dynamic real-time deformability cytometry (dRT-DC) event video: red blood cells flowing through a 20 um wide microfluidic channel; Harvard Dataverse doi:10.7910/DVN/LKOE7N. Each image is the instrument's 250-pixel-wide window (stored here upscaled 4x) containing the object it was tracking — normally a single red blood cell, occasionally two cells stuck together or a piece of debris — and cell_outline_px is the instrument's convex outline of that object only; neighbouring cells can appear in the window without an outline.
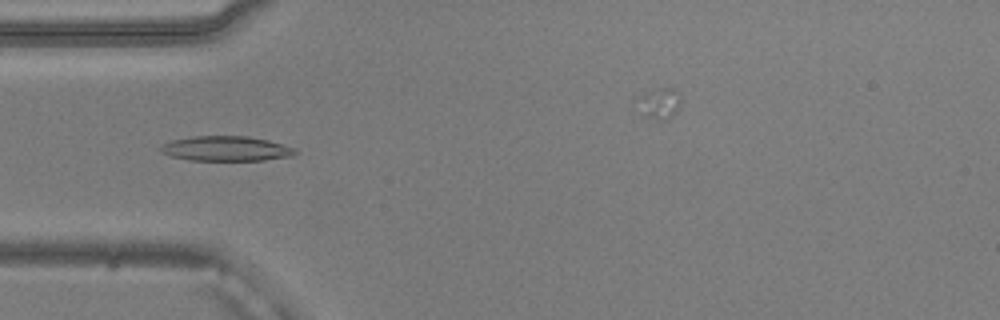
{"species": "common noctule bat (a hibernating species)", "species_latin": "Nyctalus noctula", "temperature_condition": "warm", "stored_images_in_passage": 44, "camera_frame_rate_fps": 3000, "um_per_image_px": 0.085, "animal": {"sex": "male", "body_mass_g": 20.5, "forearm_length_mm": 52.5}, "frame": {"image": 1, "passage_image": 14, "time_ms": 4.333, "image_size_px": [1000, 320], "cell_outline_px": [[300, 152], [292, 156], [264, 160], [188, 160], [172, 156], [160, 152], [160, 148], [164, 144], [172, 140], [192, 136], [248, 136], [268, 140], [296, 148]], "centroid_in_image_um": [19.26, 12.63], "position_along_channel_um": 65.7, "area_um2": 19.54}}
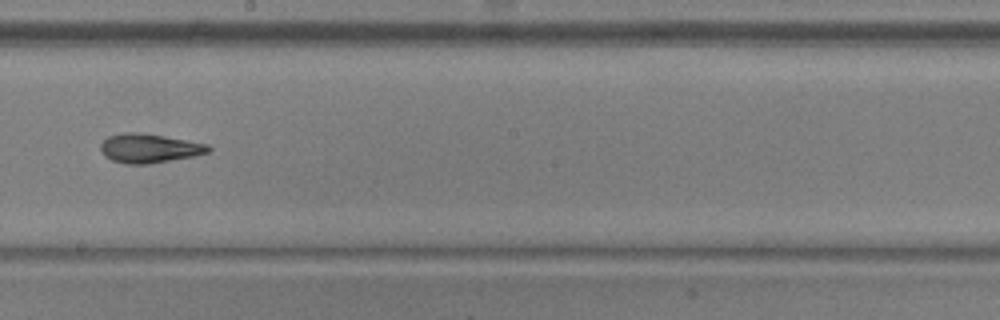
{"frame": {"image": 2, "passage_image": 27, "time_ms": 8.667, "image_size_px": [1000, 320], "cell_outline_px": [[212, 148], [208, 152], [192, 156], [148, 164], [128, 164], [112, 160], [104, 156], [100, 148], [100, 144], [108, 136], [124, 132], [136, 132], [164, 136], [208, 144]], "centroid_in_image_um": [12.66, 12.6], "position_along_channel_um": 235.5, "area_um2": 18.09}}
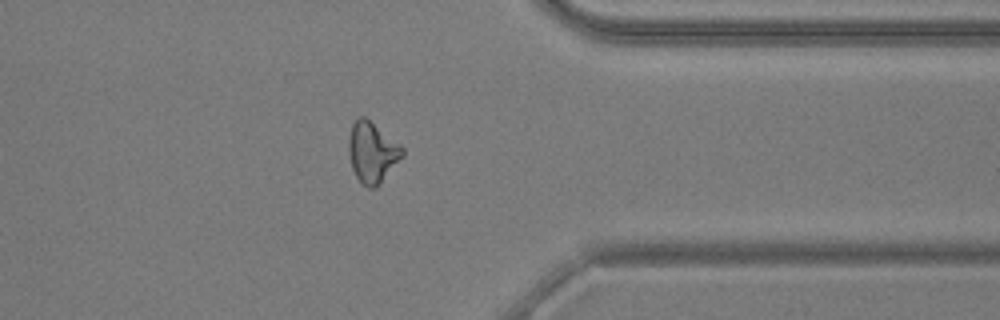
{"frame": {"image": 3, "passage_image": 39, "time_ms": 12.667, "image_size_px": [1000, 320], "cell_outline_px": [[404, 156], [380, 184], [376, 188], [368, 188], [356, 176], [352, 168], [348, 152], [348, 140], [352, 124], [360, 116], [364, 116], [400, 144], [404, 148]], "centroid_in_image_um": [31.65, 12.96], "position_along_channel_um": 379.8, "area_um2": 18.96}, "authors_computed_cell_mechanics": {"area_um2": 18.1781, "velocity_mm_per_s": 3.8901, "shape_relaxation_time_tau1_ms": 9.97, "shape_relaxation_time_tau2_ms": 4.2024, "deformation_change_tau1": 0.2675, "deformation_change_tau2": 0.1339}}